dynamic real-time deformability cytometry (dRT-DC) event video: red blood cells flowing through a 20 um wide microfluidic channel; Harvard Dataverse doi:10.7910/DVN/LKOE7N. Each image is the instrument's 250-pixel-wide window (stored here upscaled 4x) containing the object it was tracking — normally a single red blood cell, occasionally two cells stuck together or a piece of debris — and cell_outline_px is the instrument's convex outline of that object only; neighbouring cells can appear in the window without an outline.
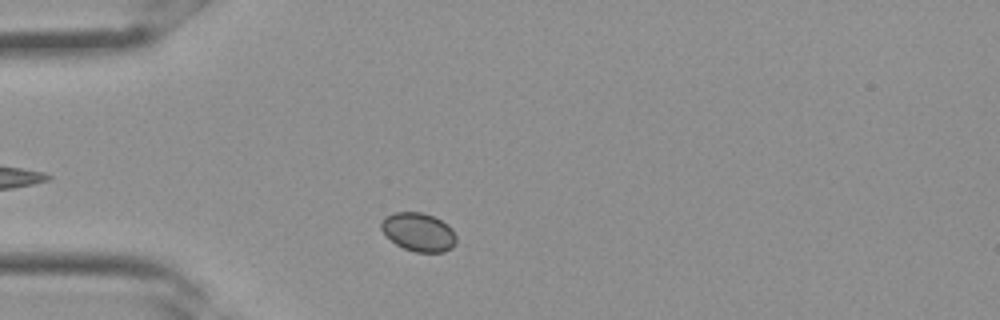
{"species": "Egyptian fruit bat (a non-hibernating species)", "species_latin": "Rousettus aegyptiacus", "temperature_condition": "room temperature", "stored_images_in_passage": 13, "camera_frame_rate_fps": 3000, "um_per_image_px": 0.085, "frame": {"image": 1, "passage_image": 2, "time_ms": 0.333, "image_size_px": [1000, 320], "cell_outline_px": [[456, 244], [452, 248], [444, 252], [416, 252], [404, 248], [396, 244], [384, 236], [380, 228], [380, 220], [384, 216], [392, 212], [424, 212], [448, 224], [452, 228], [456, 236]], "centroid_in_image_um": [35.54, 19.71], "position_along_channel_um": 49.5, "area_um2": 17.22}}
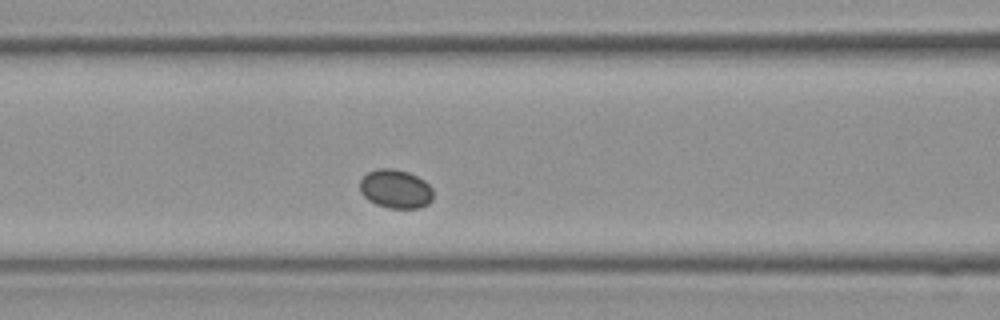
{"frame": {"image": 2, "passage_image": 7, "time_ms": 2.0, "image_size_px": [1000, 320], "cell_outline_px": [[432, 200], [428, 204], [420, 208], [392, 208], [376, 204], [368, 200], [360, 192], [360, 180], [368, 172], [376, 168], [392, 168], [408, 172], [424, 180], [432, 188]], "centroid_in_image_um": [33.62, 16.05], "position_along_channel_um": 133.0, "area_um2": 16.59}}
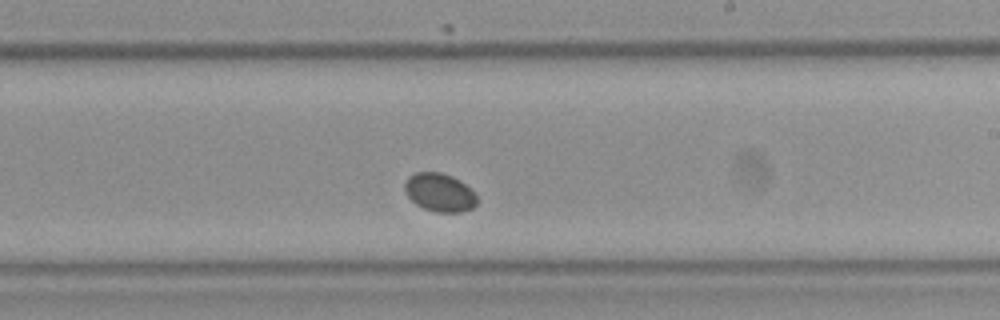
{"frame": {"image": 3, "passage_image": 13, "time_ms": 4.0, "image_size_px": [1000, 320], "cell_outline_px": [[476, 204], [472, 208], [460, 212], [436, 212], [424, 208], [416, 204], [408, 196], [404, 188], [404, 184], [408, 176], [416, 172], [440, 172], [452, 176], [460, 180], [476, 196]], "centroid_in_image_um": [37.34, 16.35], "position_along_channel_um": 251.7, "area_um2": 15.95}}